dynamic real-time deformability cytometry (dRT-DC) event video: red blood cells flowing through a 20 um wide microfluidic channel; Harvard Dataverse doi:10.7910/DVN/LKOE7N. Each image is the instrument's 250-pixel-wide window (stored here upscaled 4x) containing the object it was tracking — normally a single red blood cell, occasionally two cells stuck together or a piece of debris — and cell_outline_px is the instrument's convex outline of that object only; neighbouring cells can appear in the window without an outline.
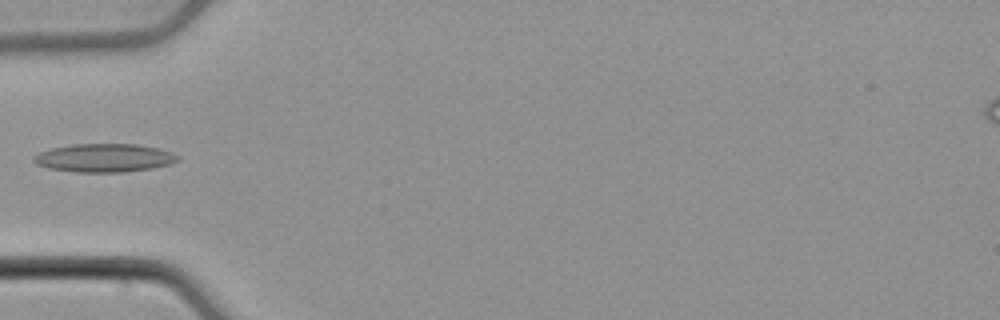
{"species": "common noctule bat (a hibernating species)", "species_latin": "Nyctalus noctula", "temperature_condition": "cold", "stored_images_in_passage": 21, "camera_frame_rate_fps": 3000, "um_per_image_px": 0.085, "animal": {"sex": "male", "body_mass_g": 21.5, "forearm_length_mm": 52.0}, "frame": {"image": 1, "passage_image": 1, "time_ms": 0.0, "image_size_px": [1000, 320], "cell_outline_px": [[180, 160], [168, 164], [152, 168], [124, 172], [76, 172], [48, 168], [36, 164], [32, 160], [32, 156], [40, 152], [52, 148], [72, 144], [136, 144], [156, 148], [172, 152], [180, 156]], "centroid_in_image_um": [8.85, 13.42], "position_along_channel_um": 76.2, "area_um2": 23.81}}
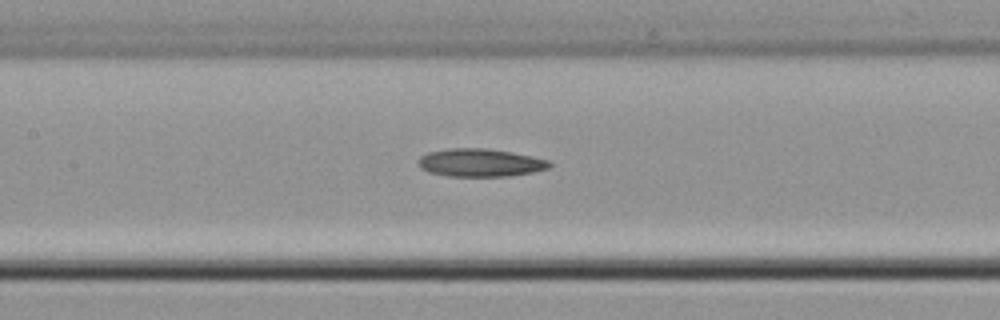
{"frame": {"image": 2, "passage_image": 8, "time_ms": 2.333, "image_size_px": [1000, 320], "cell_outline_px": [[552, 164], [548, 168], [532, 172], [508, 176], [448, 176], [428, 172], [420, 168], [420, 156], [428, 152], [448, 148], [484, 148], [508, 152], [548, 160]], "centroid_in_image_um": [40.78, 13.83], "position_along_channel_um": 166.6, "area_um2": 21.04}}
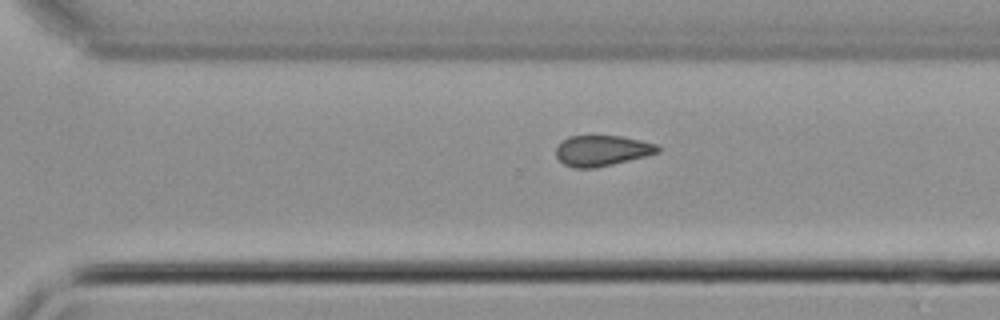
{"frame": {"image": 3, "passage_image": 21, "time_ms": 6.667, "image_size_px": [1000, 320], "cell_outline_px": [[660, 152], [648, 156], [596, 168], [572, 168], [564, 164], [556, 156], [556, 148], [568, 136], [620, 136], [640, 140], [656, 144], [660, 148]], "centroid_in_image_um": [51.19, 12.82], "position_along_channel_um": 319.4, "area_um2": 18.21}}